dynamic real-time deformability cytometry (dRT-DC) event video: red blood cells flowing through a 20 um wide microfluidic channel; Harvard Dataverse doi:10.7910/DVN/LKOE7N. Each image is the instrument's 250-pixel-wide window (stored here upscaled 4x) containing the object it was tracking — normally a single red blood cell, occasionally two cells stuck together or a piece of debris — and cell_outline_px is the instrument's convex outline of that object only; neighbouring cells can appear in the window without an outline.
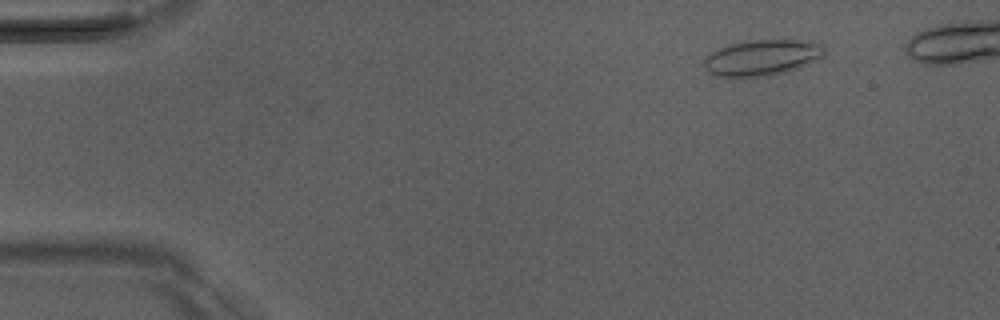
{"species": "Egyptian fruit bat (a non-hibernating species)", "species_latin": "Rousettus aegyptiacus", "temperature_condition": "room temperature", "stored_images_in_passage": 13, "camera_frame_rate_fps": 3000, "um_per_image_px": 0.085, "animal": {"sex": "male"}, "frame": {"image": 1, "passage_image": 4, "time_ms": 1.0, "image_size_px": [1000, 320], "cell_outline_px": [[824, 56], [796, 68], [784, 72], [768, 76], [712, 76], [704, 68], [704, 60], [712, 52], [720, 48], [732, 44], [748, 40], [800, 40], [824, 44]], "centroid_in_image_um": [64.76, 4.89], "position_along_channel_um": 20.2, "area_um2": 24.8}}